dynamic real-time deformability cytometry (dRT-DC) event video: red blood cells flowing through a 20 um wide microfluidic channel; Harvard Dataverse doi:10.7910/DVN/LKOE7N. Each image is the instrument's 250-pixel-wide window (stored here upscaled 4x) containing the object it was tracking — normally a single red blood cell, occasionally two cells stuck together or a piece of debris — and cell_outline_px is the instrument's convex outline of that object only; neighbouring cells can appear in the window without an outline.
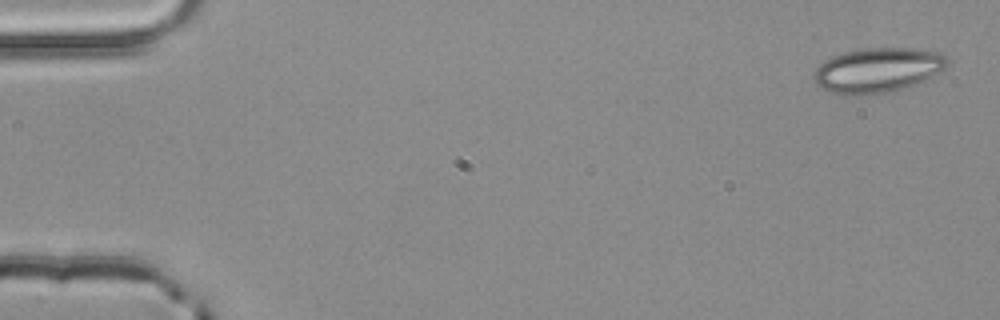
{"species": "common noctule bat (a hibernating species)", "species_latin": "Nyctalus noctula", "temperature_condition": "room temperature", "stored_images_in_passage": 5, "segment_of_instrument_passage": [2, 2], "camera_frame_rate_fps": 3000, "um_per_image_px": 0.085, "animal": {"sex": "male", "body_mass_g": 20.4}, "frame": {"image": 1, "passage_image": 5, "time_ms": 1.333, "image_size_px": [1000, 320], "cell_outline_px": [[948, 64], [944, 68], [924, 80], [916, 84], [896, 92], [864, 96], [844, 96], [820, 88], [816, 84], [812, 76], [816, 68], [824, 60], [832, 56], [844, 52], [864, 48], [924, 48], [944, 52], [948, 56]], "centroid_in_image_um": [74.61, 5.97], "position_along_channel_um": 10.4, "area_um2": 35.78}}